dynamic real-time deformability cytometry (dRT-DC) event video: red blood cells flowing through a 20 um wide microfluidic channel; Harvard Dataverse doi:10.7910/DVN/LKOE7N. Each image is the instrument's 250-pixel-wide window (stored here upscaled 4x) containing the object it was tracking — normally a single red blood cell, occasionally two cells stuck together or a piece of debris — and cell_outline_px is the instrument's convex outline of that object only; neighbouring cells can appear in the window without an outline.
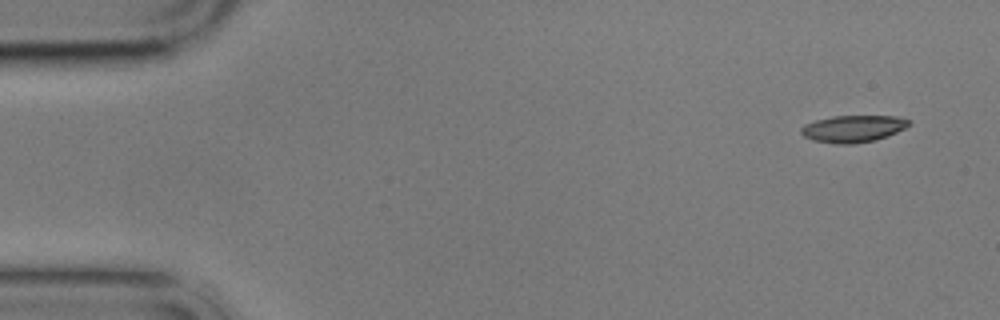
{"species": "common noctule bat (a hibernating species)", "species_latin": "Nyctalus noctula", "temperature_condition": "cold", "stored_images_in_passage": 5, "camera_frame_rate_fps": 3000, "um_per_image_px": 0.085, "animal": {"sex": "male", "body_mass_g": 17.9}, "frame": {"image": 1, "passage_image": 1, "time_ms": 0.0, "image_size_px": [1000, 320], "cell_outline_px": [[912, 124], [888, 136], [876, 140], [852, 144], [836, 144], [812, 140], [804, 136], [800, 132], [800, 128], [804, 124], [816, 120], [832, 116], [896, 116], [912, 120]], "centroid_in_image_um": [72.52, 10.94], "position_along_channel_um": 12.5, "area_um2": 17.11}}